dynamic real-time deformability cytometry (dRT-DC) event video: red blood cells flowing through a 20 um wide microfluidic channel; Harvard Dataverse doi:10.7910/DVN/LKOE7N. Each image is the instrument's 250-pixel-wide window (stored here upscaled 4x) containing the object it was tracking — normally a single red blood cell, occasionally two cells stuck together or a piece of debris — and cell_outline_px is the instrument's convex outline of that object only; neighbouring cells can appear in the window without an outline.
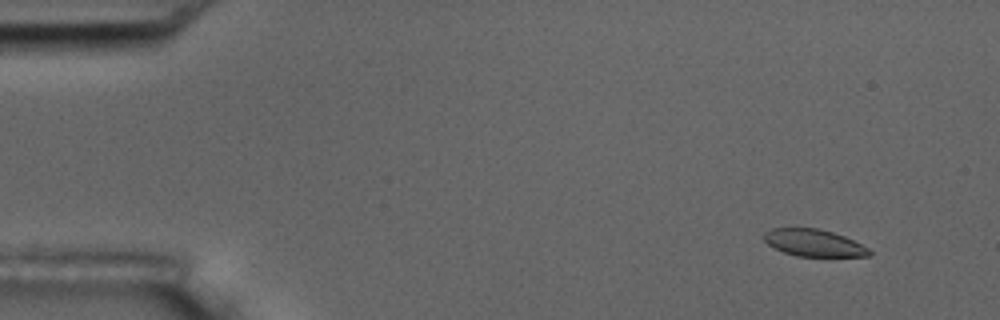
{"species": "common noctule bat (a hibernating species)", "species_latin": "Nyctalus noctula", "temperature_condition": "room temperature", "stored_images_in_passage": 15, "camera_frame_rate_fps": 3000, "um_per_image_px": 0.085, "animal": {"sex": "male", "body_mass_g": 17.5, "forearm_length_mm": 52.3}, "frame": {"image": 1, "passage_image": 1, "time_ms": 0.0, "image_size_px": [1000, 320], "cell_outline_px": [[872, 256], [796, 256], [784, 252], [768, 244], [764, 240], [764, 232], [772, 228], [820, 228], [844, 236], [868, 248], [872, 252]], "centroid_in_image_um": [69.17, 20.64], "position_along_channel_um": 15.8, "area_um2": 16.47}}
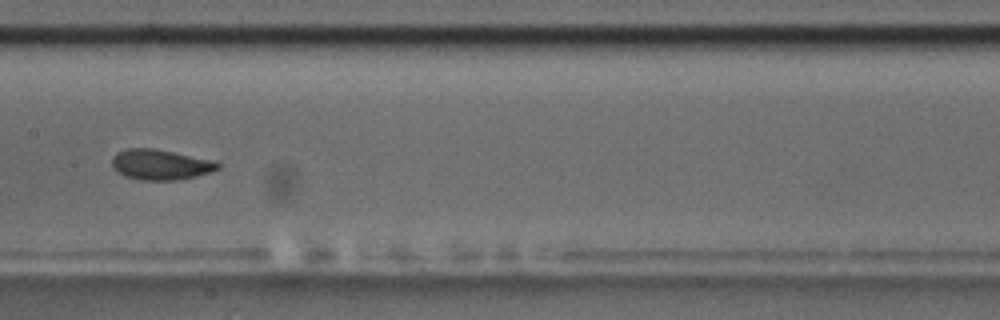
{"frame": {"image": 2, "passage_image": 7, "time_ms": 2.0, "image_size_px": [1000, 320], "cell_outline_px": [[220, 168], [212, 172], [196, 176], [176, 180], [140, 180], [124, 176], [116, 172], [112, 164], [112, 156], [116, 152], [128, 148], [152, 148], [216, 160], [220, 164]], "centroid_in_image_um": [13.65, 13.99], "position_along_channel_um": 193.8, "area_um2": 18.96}}
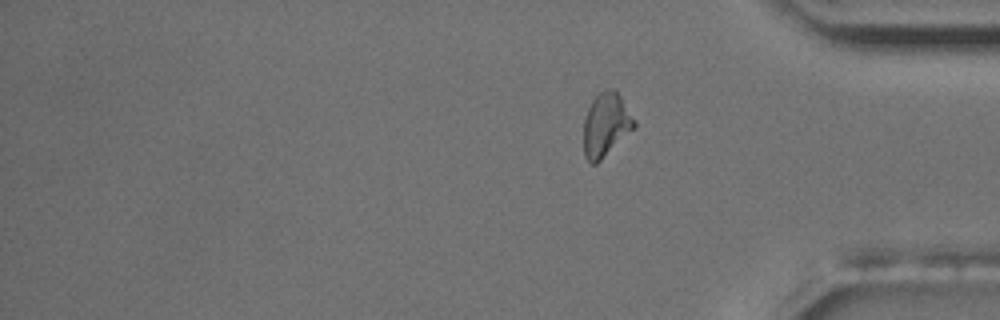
{"frame": {"image": 3, "passage_image": 15, "time_ms": 4.667, "image_size_px": [1000, 320], "cell_outline_px": [[636, 128], [596, 164], [592, 164], [584, 156], [584, 120], [588, 108], [592, 100], [604, 88], [612, 88], [620, 96], [636, 120]], "centroid_in_image_um": [51.52, 10.61], "position_along_channel_um": 383.7, "area_um2": 18.84}}